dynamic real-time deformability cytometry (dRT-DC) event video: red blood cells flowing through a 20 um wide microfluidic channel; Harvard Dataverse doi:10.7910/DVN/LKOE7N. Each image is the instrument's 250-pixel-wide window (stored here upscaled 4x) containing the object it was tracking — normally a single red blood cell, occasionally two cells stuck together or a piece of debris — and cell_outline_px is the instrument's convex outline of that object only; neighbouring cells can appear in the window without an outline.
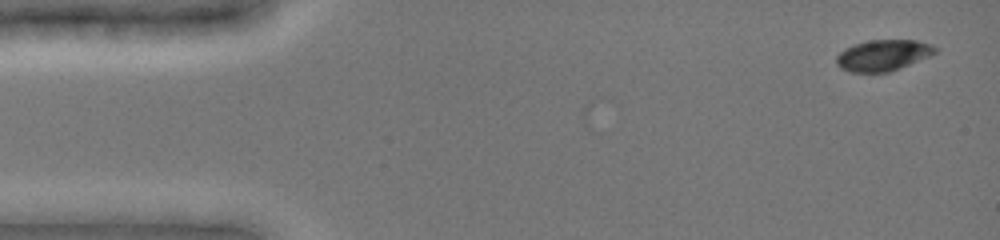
{"species": "common noctule bat (a hibernating species)", "species_latin": "Nyctalus noctula", "temperature_condition": "cold", "stored_images_in_passage": 2, "camera_frame_rate_fps": 3000, "um_per_image_px": 0.085, "animal": {"sex": "female", "body_mass_g": 19.0, "forearm_length_mm": 51.5}, "frame": {"image": 1, "passage_image": 2, "time_ms": 0.333, "image_size_px": [1000, 240], "cell_outline_px": [[940, 48], [936, 52], [928, 56], [900, 68], [888, 72], [848, 72], [840, 68], [836, 64], [836, 56], [844, 48], [852, 44], [872, 40], [916, 40], [932, 44]], "centroid_in_image_um": [75.04, 4.69], "position_along_channel_um": 10.0, "area_um2": 17.98}}